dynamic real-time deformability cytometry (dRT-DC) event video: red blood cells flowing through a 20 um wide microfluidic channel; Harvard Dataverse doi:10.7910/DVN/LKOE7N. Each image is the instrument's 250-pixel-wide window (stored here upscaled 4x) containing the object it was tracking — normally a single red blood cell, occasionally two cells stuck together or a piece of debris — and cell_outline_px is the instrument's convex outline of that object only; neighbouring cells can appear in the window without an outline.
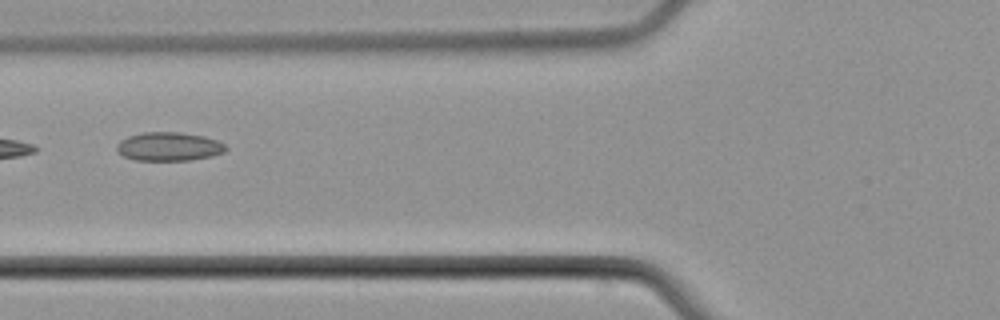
{"species": "common noctule bat (a hibernating species)", "species_latin": "Nyctalus noctula", "temperature_condition": "cold", "stored_images_in_passage": 4, "camera_frame_rate_fps": 3000, "um_per_image_px": 0.085, "animal": {"sex": "male", "body_mass_g": 21.5, "forearm_length_mm": 52.0}, "frame": {"image": 1, "passage_image": 2, "time_ms": 1.333, "image_size_px": [1000, 320], "cell_outline_px": [[228, 148], [224, 152], [212, 156], [188, 160], [136, 160], [124, 156], [116, 152], [116, 144], [120, 140], [128, 136], [144, 132], [180, 132], [204, 136], [216, 140], [224, 144]], "centroid_in_image_um": [14.33, 12.45], "position_along_channel_um": 111.5, "area_um2": 18.26}}
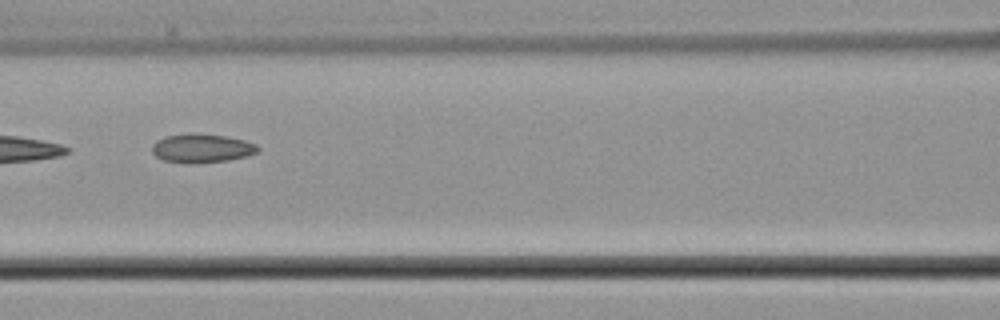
{"frame": {"image": 2, "passage_image": 3, "time_ms": 2.333, "image_size_px": [1000, 320], "cell_outline_px": [[260, 152], [228, 160], [188, 164], [164, 160], [156, 156], [152, 152], [152, 144], [156, 140], [168, 136], [192, 132], [196, 132], [224, 136], [244, 140], [256, 144], [260, 148]], "centroid_in_image_um": [17.14, 12.59], "position_along_channel_um": 149.5, "area_um2": 17.86}}
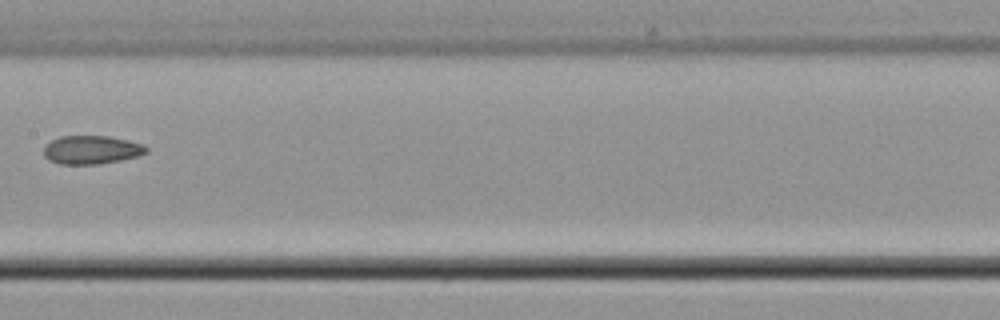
{"frame": {"image": 3, "passage_image": 4, "time_ms": 3.667, "image_size_px": [1000, 320], "cell_outline_px": [[148, 152], [136, 156], [120, 160], [96, 164], [60, 164], [48, 160], [44, 156], [44, 148], [52, 140], [60, 136], [108, 136], [128, 140], [144, 144], [148, 148]], "centroid_in_image_um": [7.78, 12.73], "position_along_channel_um": 199.6, "area_um2": 16.94}}